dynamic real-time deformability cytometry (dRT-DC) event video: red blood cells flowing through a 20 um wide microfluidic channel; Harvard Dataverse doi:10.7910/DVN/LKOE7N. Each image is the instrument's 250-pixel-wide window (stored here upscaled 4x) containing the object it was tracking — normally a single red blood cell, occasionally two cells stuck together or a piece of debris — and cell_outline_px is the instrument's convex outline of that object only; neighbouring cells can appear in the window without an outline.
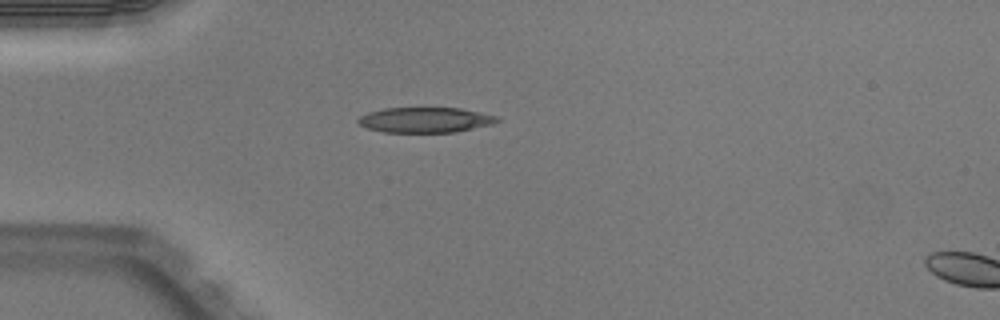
{"species": "Egyptian fruit bat (a non-hibernating species)", "species_latin": "Rousettus aegyptiacus", "temperature_condition": "warm", "stored_images_in_passage": 37, "camera_frame_rate_fps": 3000, "um_per_image_px": 0.085, "animal": {"sex": "male"}, "frame": {"image": 1, "passage_image": 1, "time_ms": 0.0, "image_size_px": [1000, 320], "cell_outline_px": [[500, 120], [492, 124], [456, 132], [384, 132], [368, 128], [360, 124], [356, 120], [360, 116], [368, 112], [384, 108], [460, 108], [500, 116]], "centroid_in_image_um": [36.17, 10.19], "position_along_channel_um": 48.8, "area_um2": 20.46}}
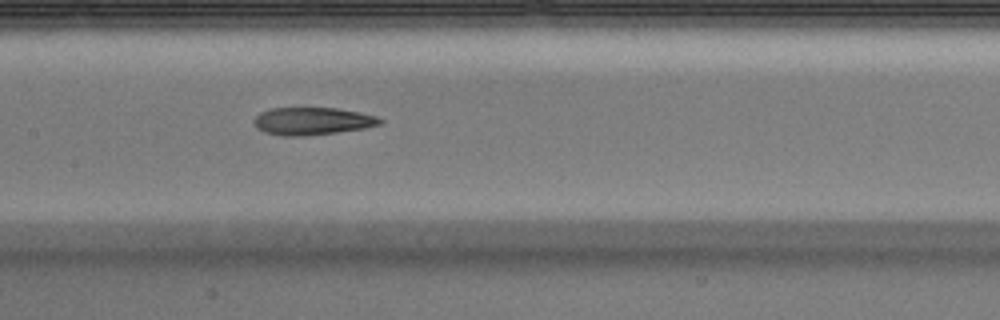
{"frame": {"image": 2, "passage_image": 12, "time_ms": 3.667, "image_size_px": [1000, 320], "cell_outline_px": [[384, 124], [364, 128], [336, 132], [304, 136], [280, 136], [264, 132], [256, 128], [252, 120], [260, 112], [272, 108], [336, 108], [360, 112], [376, 116], [384, 120]], "centroid_in_image_um": [26.54, 10.3], "position_along_channel_um": 180.9, "area_um2": 20.4}}
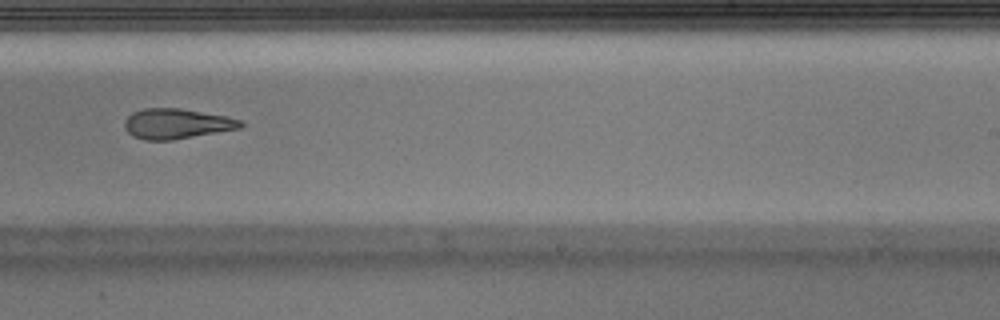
{"frame": {"image": 3, "passage_image": 19, "time_ms": 6.0, "image_size_px": [1000, 320], "cell_outline_px": [[248, 124], [240, 128], [172, 140], [144, 140], [132, 136], [124, 128], [124, 120], [132, 112], [144, 108], [180, 108], [228, 116], [240, 120]], "centroid_in_image_um": [15.01, 10.51], "position_along_channel_um": 274.0, "area_um2": 20.58}, "authors_computed_cell_mechanics": {"area_um2": 20.8658, "velocity_mm_per_s": 3.9974, "shape_relaxation_time_tau1_ms": null, "shape_relaxation_time_tau2_ms": 2.155, "deformation_change_tau1": null, "deformation_change_tau2": 0.1159}}